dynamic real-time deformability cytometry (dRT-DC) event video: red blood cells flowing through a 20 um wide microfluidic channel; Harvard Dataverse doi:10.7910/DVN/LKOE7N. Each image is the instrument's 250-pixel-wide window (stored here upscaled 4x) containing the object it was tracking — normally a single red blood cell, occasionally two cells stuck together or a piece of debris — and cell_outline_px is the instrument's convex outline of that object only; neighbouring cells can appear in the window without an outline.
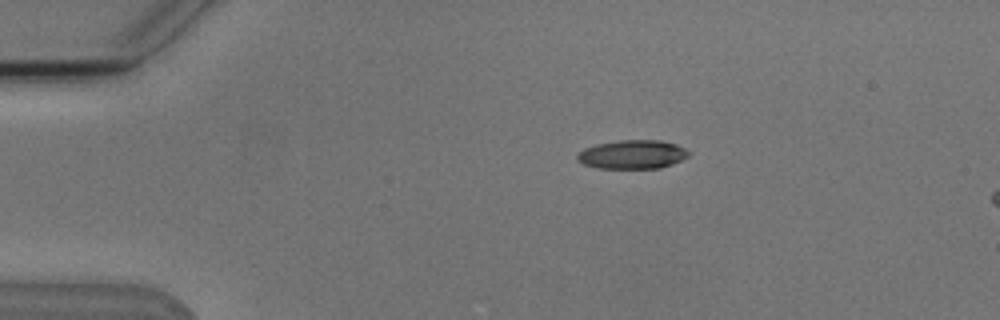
{"species": "Egyptian fruit bat (a non-hibernating species)", "species_latin": "Rousettus aegyptiacus", "temperature_condition": "cold", "stored_images_in_passage": 4, "camera_frame_rate_fps": 3000, "um_per_image_px": 0.085, "animal": {"sex": "male"}, "frame": {"image": 1, "passage_image": 2, "time_ms": 1.333, "image_size_px": [1000, 320], "cell_outline_px": [[688, 156], [672, 164], [660, 168], [596, 168], [584, 164], [576, 160], [576, 156], [584, 148], [596, 144], [620, 140], [660, 140], [676, 144], [684, 148], [688, 152]], "centroid_in_image_um": [53.72, 13.12], "position_along_channel_um": 31.3, "area_um2": 18.61}}